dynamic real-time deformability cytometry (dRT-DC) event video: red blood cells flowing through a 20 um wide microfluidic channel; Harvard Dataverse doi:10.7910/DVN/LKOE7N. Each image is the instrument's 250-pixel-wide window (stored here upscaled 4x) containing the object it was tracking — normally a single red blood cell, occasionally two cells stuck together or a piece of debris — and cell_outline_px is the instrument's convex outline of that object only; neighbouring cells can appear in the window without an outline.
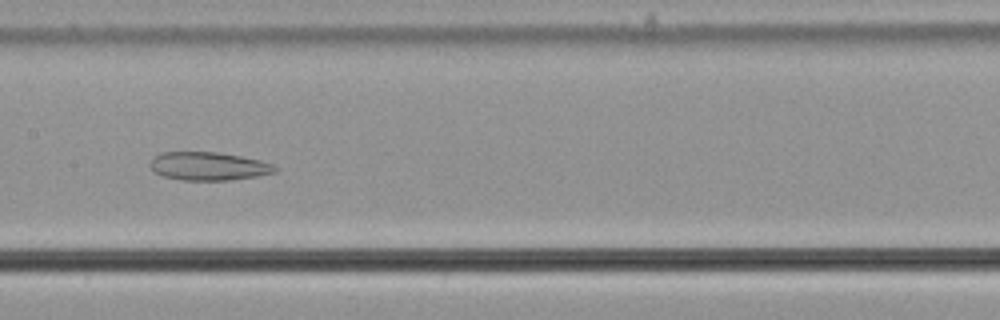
{"species": "common noctule bat (a hibernating species)", "species_latin": "Nyctalus noctula", "temperature_condition": "cold", "stored_images_in_passage": 58, "segment_of_instrument_passage": [1, 2], "camera_frame_rate_fps": 3000, "um_per_image_px": 0.085, "animal": {"sex": "male", "body_mass_g": 21.5, "forearm_length_mm": 52.0}, "frame": {"image": 1, "passage_image": 29, "time_ms": 9.333, "image_size_px": [1000, 320], "cell_outline_px": [[276, 172], [256, 176], [232, 180], [180, 180], [164, 176], [152, 172], [148, 164], [160, 152], [216, 152], [240, 156], [260, 160], [272, 164], [276, 168]], "centroid_in_image_um": [17.68, 14.13], "position_along_channel_um": 189.7, "area_um2": 20.58}}
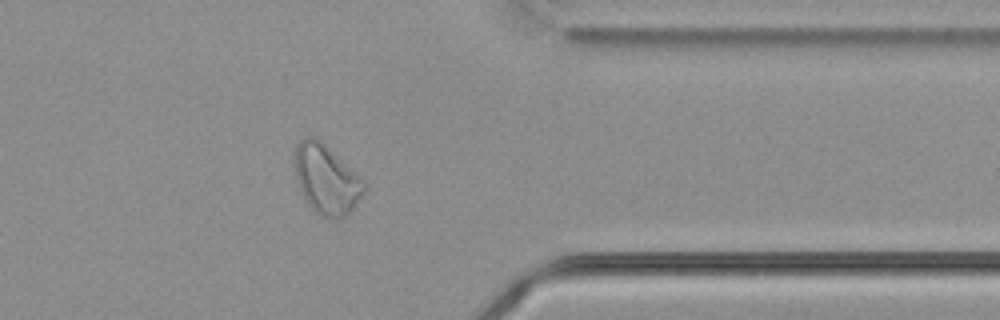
{"frame": {"image": 2, "passage_image": 46, "time_ms": 15.0, "image_size_px": [1000, 320], "cell_outline_px": [[364, 192], [352, 212], [336, 220], [320, 216], [312, 212], [304, 200], [296, 176], [292, 160], [292, 152], [296, 144], [304, 136], [312, 136], [320, 140], [356, 172], [364, 180]], "centroid_in_image_um": [27.69, 15.26], "position_along_channel_um": 383.7, "area_um2": 28.73}}
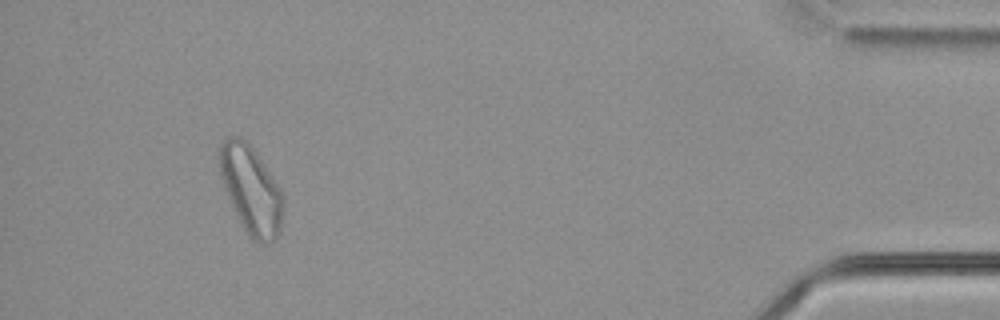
{"frame": {"image": 3, "passage_image": 53, "time_ms": 17.333, "image_size_px": [1000, 320], "cell_outline_px": [[284, 208], [280, 232], [268, 244], [260, 244], [252, 240], [248, 236], [224, 188], [220, 176], [220, 144], [228, 136], [240, 136], [256, 152], [284, 192]], "centroid_in_image_um": [21.38, 16.15], "position_along_channel_um": 413.8, "area_um2": 32.66}}